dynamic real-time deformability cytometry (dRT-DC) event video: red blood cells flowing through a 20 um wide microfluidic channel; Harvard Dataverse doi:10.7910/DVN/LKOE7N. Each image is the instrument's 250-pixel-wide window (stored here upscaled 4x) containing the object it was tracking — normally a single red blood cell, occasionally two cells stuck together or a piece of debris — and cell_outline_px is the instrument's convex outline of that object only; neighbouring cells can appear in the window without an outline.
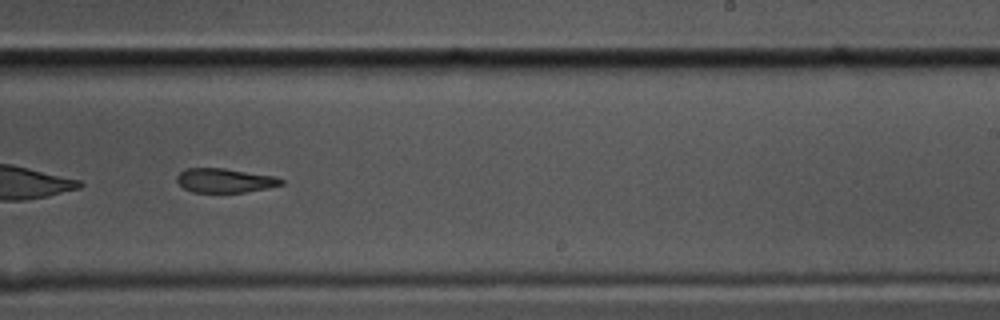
{"species": "common noctule bat (a hibernating species)", "species_latin": "Nyctalus noctula", "temperature_condition": "cold", "stored_images_in_passage": 56, "segment_of_instrument_passage": [2, 2], "camera_frame_rate_fps": 3000, "um_per_image_px": 0.085, "animal": {"sex": "male", "body_mass_g": 17.5, "forearm_length_mm": 52.3}, "frame": {"image": 1, "passage_image": 35, "time_ms": 11.333, "image_size_px": [1000, 320], "cell_outline_px": [[284, 184], [244, 192], [192, 192], [184, 188], [176, 180], [176, 176], [184, 168], [224, 168], [276, 176], [284, 180]], "centroid_in_image_um": [19.09, 15.33], "position_along_channel_um": 269.9, "area_um2": 14.68}}
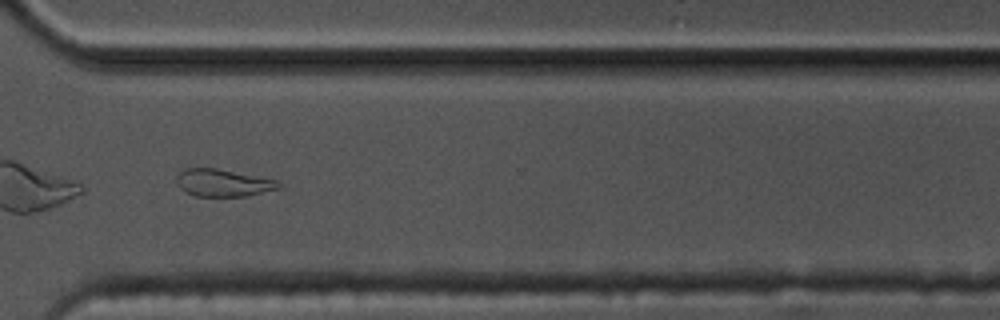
{"frame": {"image": 2, "passage_image": 42, "time_ms": 13.667, "image_size_px": [1000, 320], "cell_outline_px": [[284, 184], [280, 188], [248, 196], [196, 196], [180, 188], [176, 180], [176, 176], [184, 168], [216, 168], [280, 180]], "centroid_in_image_um": [19.02, 15.53], "position_along_channel_um": 351.6, "area_um2": 16.42}}